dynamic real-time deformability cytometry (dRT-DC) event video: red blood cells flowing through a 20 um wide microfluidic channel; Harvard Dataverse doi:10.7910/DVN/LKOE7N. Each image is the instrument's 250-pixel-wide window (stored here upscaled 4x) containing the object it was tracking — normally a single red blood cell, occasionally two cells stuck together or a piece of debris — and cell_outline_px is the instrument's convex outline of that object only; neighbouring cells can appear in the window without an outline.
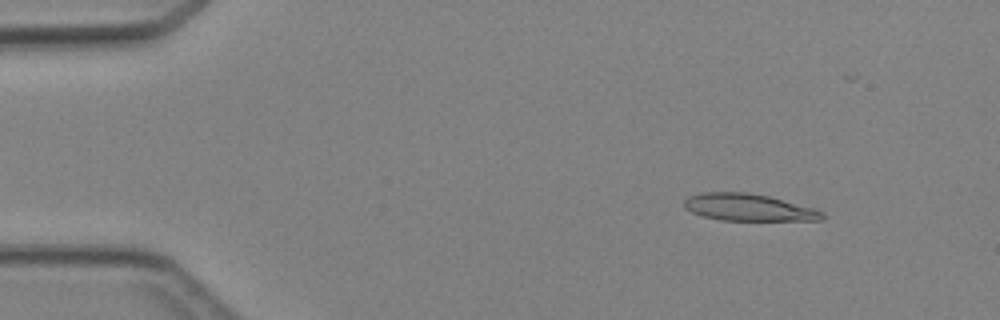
{"species": "Egyptian fruit bat (a non-hibernating species)", "species_latin": "Rousettus aegyptiacus", "temperature_condition": "cold", "stored_images_in_passage": 46, "camera_frame_rate_fps": 3000, "um_per_image_px": 0.085, "animal": {"sex": "female"}, "frame": {"image": 1, "passage_image": 6, "time_ms": 1.667, "image_size_px": [1000, 320], "cell_outline_px": [[824, 220], [720, 220], [704, 216], [692, 212], [684, 208], [684, 200], [688, 196], [700, 192], [748, 192], [768, 196], [812, 208], [824, 212]], "centroid_in_image_um": [63.58, 17.62], "position_along_channel_um": 21.4, "area_um2": 21.62}}
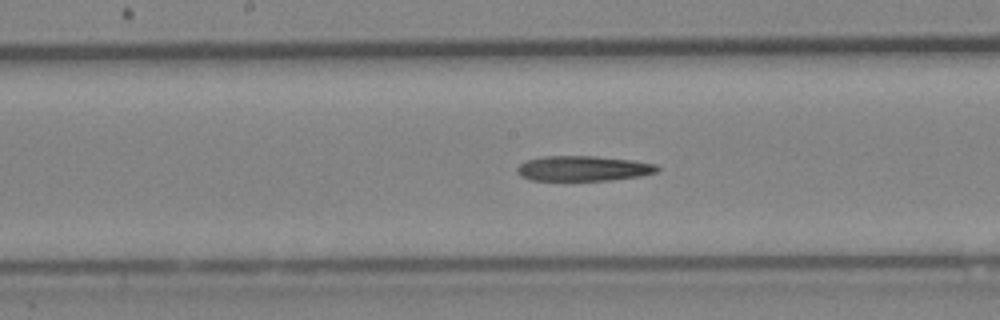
{"frame": {"image": 2, "passage_image": 24, "time_ms": 7.667, "image_size_px": [1000, 320], "cell_outline_px": [[660, 168], [656, 172], [640, 176], [612, 180], [532, 180], [520, 176], [516, 172], [516, 168], [520, 164], [528, 160], [544, 156], [596, 156], [632, 160], [656, 164]], "centroid_in_image_um": [49.57, 14.32], "position_along_channel_um": 198.6, "area_um2": 20.52}}
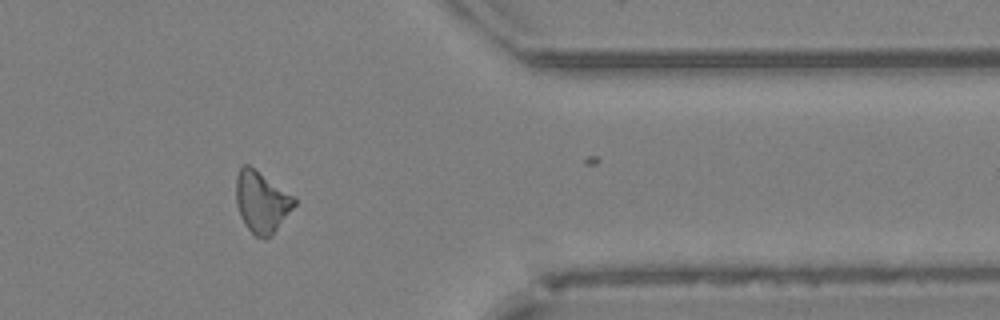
{"frame": {"image": 3, "passage_image": 38, "time_ms": 12.333, "image_size_px": [1000, 320], "cell_outline_px": [[296, 204], [276, 228], [264, 240], [256, 236], [244, 224], [240, 216], [236, 204], [236, 176], [240, 168], [244, 164], [248, 164], [292, 196], [296, 200]], "centroid_in_image_um": [22.18, 17.16], "position_along_channel_um": 389.2, "area_um2": 20.17}}